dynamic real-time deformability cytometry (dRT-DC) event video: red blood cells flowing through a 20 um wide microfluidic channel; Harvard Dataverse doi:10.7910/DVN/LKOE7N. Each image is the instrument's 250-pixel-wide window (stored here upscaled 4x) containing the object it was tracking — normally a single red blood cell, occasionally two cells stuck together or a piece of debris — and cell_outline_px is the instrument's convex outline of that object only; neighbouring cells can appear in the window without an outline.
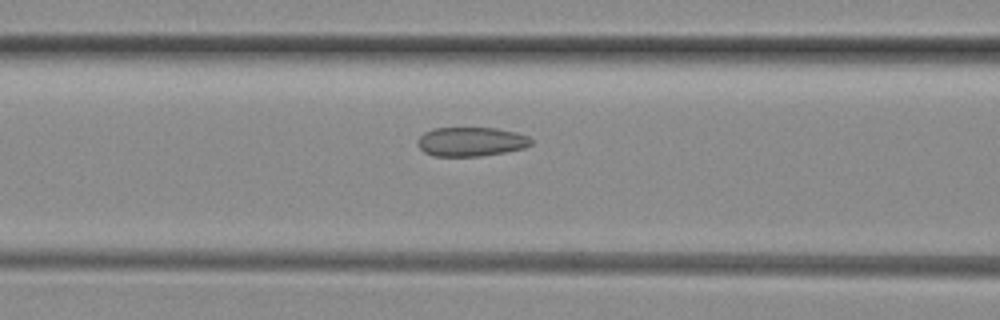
{"species": "common noctule bat (a hibernating species)", "species_latin": "Nyctalus noctula", "temperature_condition": "room temperature", "stored_images_in_passage": 7, "segment_of_instrument_passage": [1, 2], "camera_frame_rate_fps": 3000, "um_per_image_px": 0.085, "animal": {"sex": "female", "body_mass_g": 29.2, "forearm_length_mm": 56.3}, "frame": {"image": 1, "passage_image": 6, "time_ms": 1.667, "image_size_px": [1000, 320], "cell_outline_px": [[532, 144], [524, 148], [504, 152], [480, 156], [432, 156], [424, 152], [416, 144], [416, 140], [424, 132], [432, 128], [496, 128], [516, 132], [528, 136], [532, 140]], "centroid_in_image_um": [40.01, 12.04], "position_along_channel_um": 126.6, "area_um2": 19.42}}